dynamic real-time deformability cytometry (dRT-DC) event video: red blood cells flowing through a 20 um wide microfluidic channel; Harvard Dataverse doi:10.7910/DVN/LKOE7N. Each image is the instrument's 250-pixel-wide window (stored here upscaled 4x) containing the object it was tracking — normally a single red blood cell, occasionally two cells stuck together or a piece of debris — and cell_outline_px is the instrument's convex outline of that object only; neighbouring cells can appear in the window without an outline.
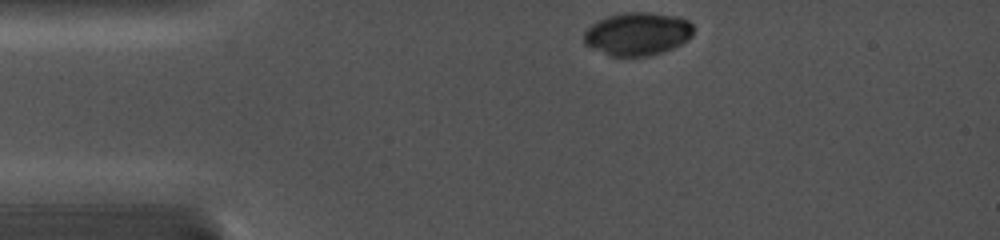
{"species": "common noctule bat (a hibernating species)", "species_latin": "Nyctalus noctula", "temperature_condition": "cold", "stored_images_in_passage": 50, "camera_frame_rate_fps": 5000, "um_per_image_px": 0.085, "animal": {"sex": "female", "body_mass_g": 19.0, "forearm_length_mm": 56.7}, "frame": {"image": 1, "passage_image": 1, "time_ms": 0.0, "image_size_px": [1000, 240], "cell_outline_px": [[692, 36], [688, 40], [664, 52], [648, 56], [608, 56], [584, 44], [584, 32], [592, 24], [608, 16], [624, 12], [648, 12], [680, 16], [688, 20], [692, 24]], "centroid_in_image_um": [54.2, 2.88], "position_along_channel_um": 30.8, "area_um2": 27.63}}
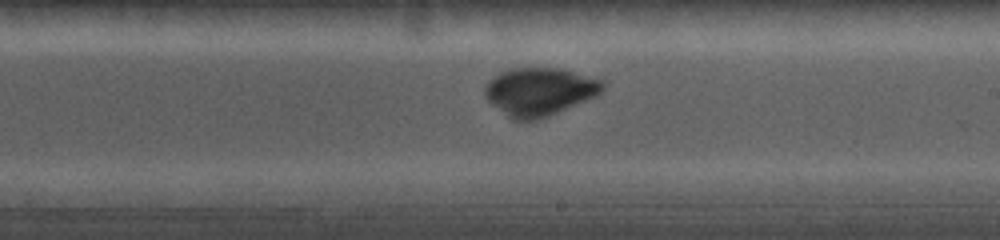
{"frame": {"image": 2, "passage_image": 30, "time_ms": 6.6, "image_size_px": [1000, 240], "cell_outline_px": [[604, 88], [596, 96], [536, 120], [512, 120], [492, 104], [484, 96], [484, 88], [500, 72], [512, 68], [560, 68], [604, 80]], "centroid_in_image_um": [45.86, 7.77], "position_along_channel_um": 243.1, "area_um2": 32.48}}
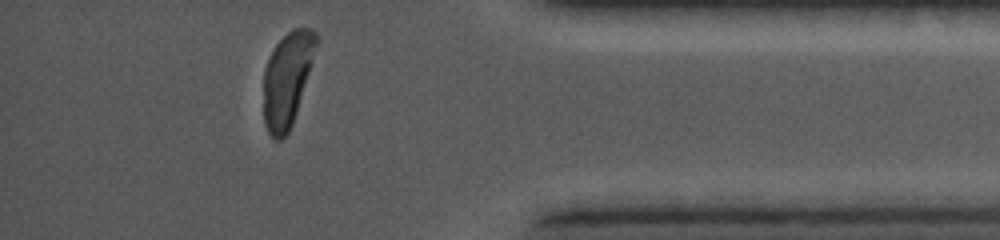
{"frame": {"image": 3, "passage_image": 50, "time_ms": 11.2, "image_size_px": [1000, 240], "cell_outline_px": [[316, 44], [308, 72], [296, 112], [292, 124], [288, 132], [280, 140], [276, 140], [268, 132], [264, 124], [264, 68], [276, 44], [292, 28], [312, 28], [316, 32]], "centroid_in_image_um": [24.38, 6.73], "position_along_channel_um": 410.8, "area_um2": 27.98}}